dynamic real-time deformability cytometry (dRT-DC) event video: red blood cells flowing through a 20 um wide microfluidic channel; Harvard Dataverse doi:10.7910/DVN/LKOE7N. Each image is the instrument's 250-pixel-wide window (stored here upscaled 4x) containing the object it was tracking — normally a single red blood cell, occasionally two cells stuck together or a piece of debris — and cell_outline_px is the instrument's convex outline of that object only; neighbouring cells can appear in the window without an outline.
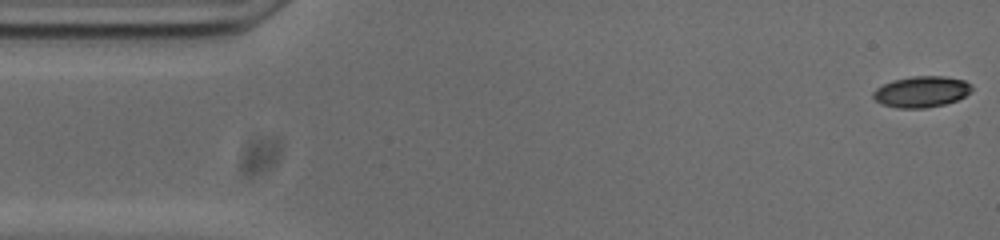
{"species": "common noctule bat (a hibernating species)", "species_latin": "Nyctalus noctula", "temperature_condition": "cold", "stored_images_in_passage": 52, "camera_frame_rate_fps": 3000, "um_per_image_px": 0.085, "animal": {"sex": "male", "body_mass_g": 20.0, "forearm_length_mm": 53.3}, "frame": {"image": 1, "passage_image": 1, "time_ms": 0.0, "image_size_px": [1000, 240], "cell_outline_px": [[972, 88], [964, 96], [956, 100], [944, 104], [924, 108], [896, 108], [880, 104], [872, 96], [872, 92], [876, 88], [892, 80], [912, 76], [944, 76], [964, 80], [972, 84]], "centroid_in_image_um": [78.28, 7.79], "position_along_channel_um": 6.7, "area_um2": 17.86}}
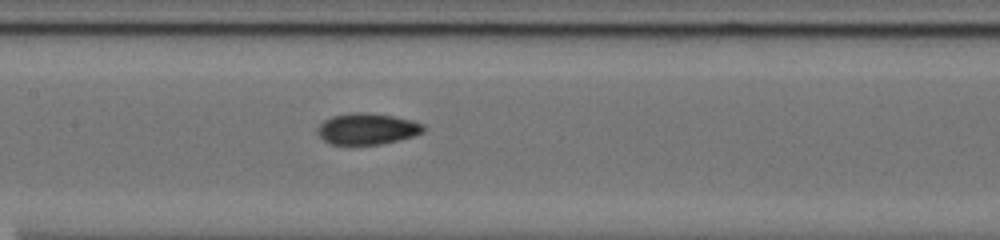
{"frame": {"image": 2, "passage_image": 24, "time_ms": 7.667, "image_size_px": [1000, 240], "cell_outline_px": [[424, 132], [400, 140], [380, 144], [332, 144], [324, 140], [320, 136], [316, 128], [324, 120], [332, 116], [352, 112], [364, 112], [392, 116], [412, 120], [424, 124]], "centroid_in_image_um": [31.21, 10.94], "position_along_channel_um": 176.2, "area_um2": 19.19}}
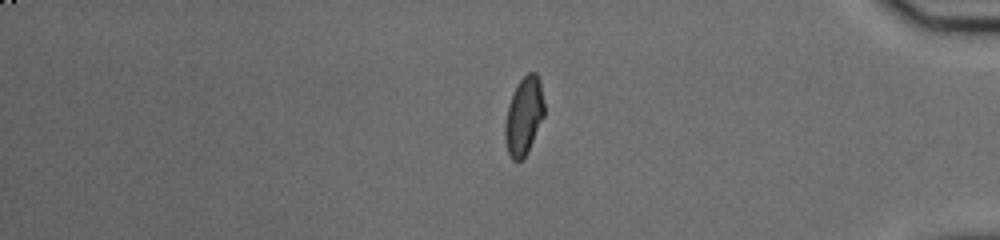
{"frame": {"image": 3, "passage_image": 44, "time_ms": 14.333, "image_size_px": [1000, 240], "cell_outline_px": [[544, 116], [528, 152], [520, 160], [512, 160], [508, 152], [504, 136], [504, 128], [508, 104], [520, 80], [528, 72], [536, 72], [540, 80], [544, 104]], "centroid_in_image_um": [44.53, 9.86], "position_along_channel_um": 390.7, "area_um2": 17.69}}